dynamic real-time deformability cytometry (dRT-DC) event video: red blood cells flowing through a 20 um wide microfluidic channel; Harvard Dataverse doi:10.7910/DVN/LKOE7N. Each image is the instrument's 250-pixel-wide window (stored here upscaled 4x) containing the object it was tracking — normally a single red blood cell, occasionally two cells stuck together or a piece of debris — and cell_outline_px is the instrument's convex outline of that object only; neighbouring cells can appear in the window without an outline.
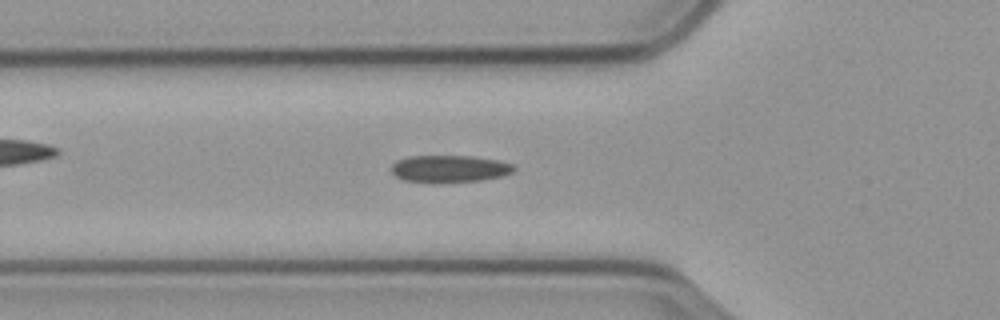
{"species": "common noctule bat (a hibernating species)", "species_latin": "Nyctalus noctula", "temperature_condition": "cold", "stored_images_in_passage": 50, "camera_frame_rate_fps": 3000, "um_per_image_px": 0.085, "animal": {"sex": "male", "body_mass_g": 23.1, "forearm_length_mm": 52.7}, "frame": {"image": 1, "passage_image": 15, "time_ms": 4.667, "image_size_px": [1000, 320], "cell_outline_px": [[516, 168], [512, 172], [504, 176], [480, 180], [440, 184], [436, 184], [404, 180], [396, 176], [392, 172], [392, 164], [396, 160], [408, 156], [472, 156], [496, 160], [512, 164]], "centroid_in_image_um": [38.18, 14.36], "position_along_channel_um": 87.6, "area_um2": 19.71}}
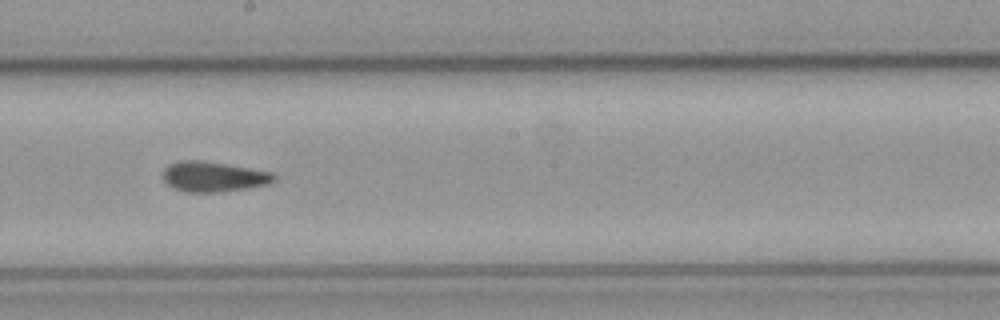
{"frame": {"image": 2, "passage_image": 27, "time_ms": 8.667, "image_size_px": [1000, 320], "cell_outline_px": [[276, 180], [268, 184], [248, 188], [216, 192], [184, 192], [168, 184], [164, 180], [164, 168], [168, 164], [180, 160], [200, 160], [272, 172], [276, 176]], "centroid_in_image_um": [18.14, 15.01], "position_along_channel_um": 230.1, "area_um2": 19.36}}
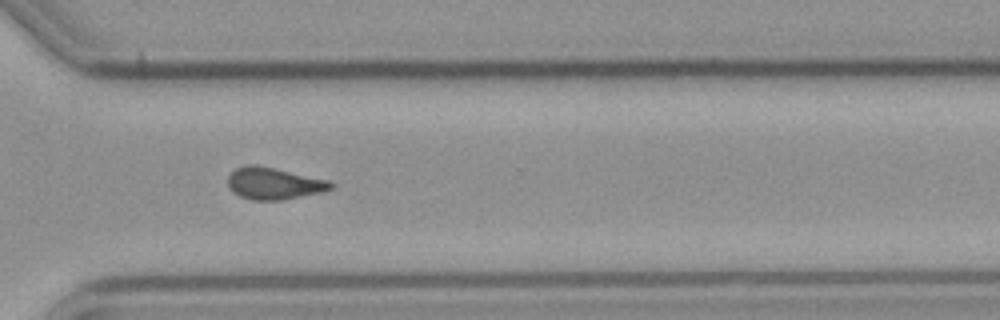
{"frame": {"image": 3, "passage_image": 37, "time_ms": 12.0, "image_size_px": [1000, 320], "cell_outline_px": [[336, 184], [332, 188], [320, 192], [280, 200], [252, 200], [240, 196], [232, 192], [228, 188], [228, 176], [236, 168], [244, 164], [256, 164], [328, 180]], "centroid_in_image_um": [23.23, 15.58], "position_along_channel_um": 347.4, "area_um2": 19.07}, "authors_computed_cell_mechanics": {"area_um2": 18.9006, "velocity_mm_per_s": 3.5315, "shape_relaxation_time_tau1_ms": null, "shape_relaxation_time_tau2_ms": 3.7846, "deformation_change_tau1": null, "deformation_change_tau2": 0.1143}}